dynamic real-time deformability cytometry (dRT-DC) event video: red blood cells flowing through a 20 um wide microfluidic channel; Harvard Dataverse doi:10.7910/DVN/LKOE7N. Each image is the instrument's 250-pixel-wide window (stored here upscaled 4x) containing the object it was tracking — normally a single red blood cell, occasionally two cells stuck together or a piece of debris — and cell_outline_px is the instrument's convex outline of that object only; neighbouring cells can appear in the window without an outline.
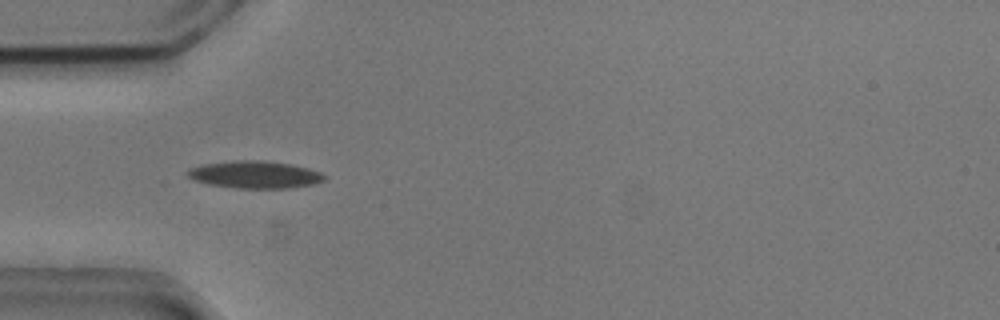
{"species": "common noctule bat (a hibernating species)", "species_latin": "Nyctalus noctula", "temperature_condition": "cold", "stored_images_in_passage": 40, "camera_frame_rate_fps": 3000, "um_per_image_px": 0.085, "animal": {"sex": "male", "body_mass_g": 20.5, "forearm_length_mm": 52.5}, "frame": {"image": 1, "passage_image": 8, "time_ms": 2.333, "image_size_px": [1000, 320], "cell_outline_px": [[328, 176], [324, 180], [312, 184], [288, 188], [236, 188], [208, 184], [196, 180], [188, 176], [184, 172], [188, 168], [200, 164], [232, 160], [260, 160], [292, 164], [308, 168], [320, 172]], "centroid_in_image_um": [21.63, 14.83], "position_along_channel_um": 63.4, "area_um2": 21.96}}
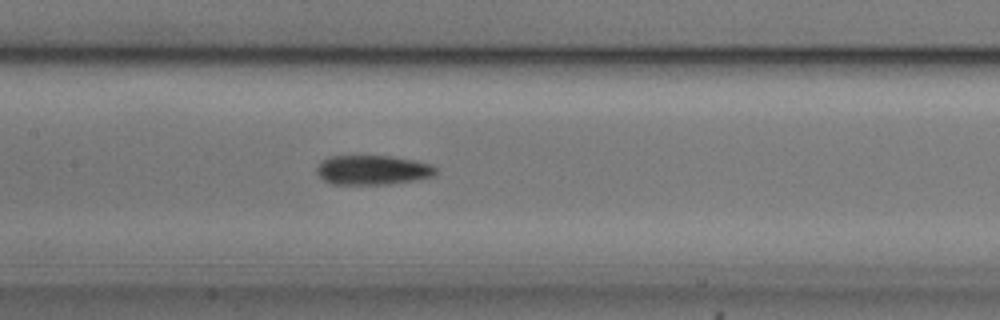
{"frame": {"image": 2, "passage_image": 17, "time_ms": 5.333, "image_size_px": [1000, 320], "cell_outline_px": [[436, 176], [416, 180], [388, 184], [332, 184], [324, 180], [316, 172], [316, 164], [320, 160], [328, 156], [392, 156], [432, 164], [436, 168]], "centroid_in_image_um": [31.65, 14.44], "position_along_channel_um": 175.7, "area_um2": 20.69}}
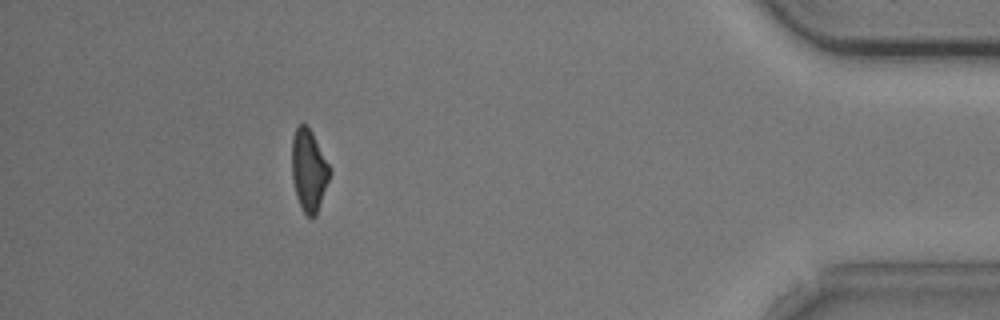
{"frame": {"image": 3, "passage_image": 40, "time_ms": 13.0, "image_size_px": [1000, 320], "cell_outline_px": [[332, 172], [316, 216], [308, 216], [304, 212], [296, 196], [292, 180], [292, 136], [296, 128], [300, 124], [304, 124], [312, 132]], "centroid_in_image_um": [26.25, 14.48], "position_along_channel_um": 409.0, "area_um2": 17.92}, "authors_computed_cell_mechanics": {"area_um2": 20.1144, "velocity_mm_per_s": 3.7512, "shape_relaxation_time_tau1_ms": 2.7177, "shape_relaxation_time_tau2_ms": 3.2273, "deformation_change_tau1": 0.1366, "deformation_change_tau2": 0.1096}}